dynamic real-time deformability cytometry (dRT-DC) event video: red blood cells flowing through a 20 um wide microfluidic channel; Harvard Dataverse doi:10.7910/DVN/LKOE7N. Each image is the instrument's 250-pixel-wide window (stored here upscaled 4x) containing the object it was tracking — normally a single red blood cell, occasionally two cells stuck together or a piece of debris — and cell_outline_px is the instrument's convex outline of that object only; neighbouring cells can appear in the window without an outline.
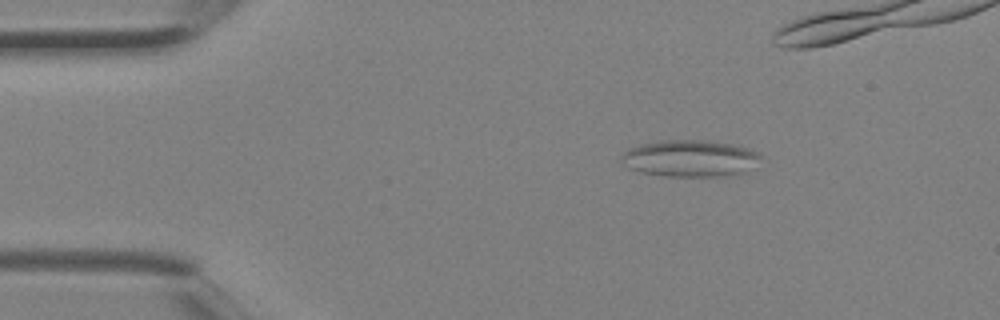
{"species": "Egyptian fruit bat (a non-hibernating species)", "species_latin": "Rousettus aegyptiacus", "temperature_condition": "room temperature", "stored_images_in_passage": 3, "camera_frame_rate_fps": 3000, "um_per_image_px": 0.085, "animal": {"sex": "female"}, "frame": {"image": 1, "passage_image": 3, "time_ms": 0.667, "image_size_px": [1000, 320], "cell_outline_px": [[764, 156], [744, 172], [716, 176], [668, 176], [644, 172], [628, 168], [620, 164], [620, 156], [628, 148], [640, 144], [664, 140], [704, 140], [732, 144], [748, 148], [760, 152]], "centroid_in_image_um": [58.62, 13.44], "position_along_channel_um": 26.4, "area_um2": 29.77}}